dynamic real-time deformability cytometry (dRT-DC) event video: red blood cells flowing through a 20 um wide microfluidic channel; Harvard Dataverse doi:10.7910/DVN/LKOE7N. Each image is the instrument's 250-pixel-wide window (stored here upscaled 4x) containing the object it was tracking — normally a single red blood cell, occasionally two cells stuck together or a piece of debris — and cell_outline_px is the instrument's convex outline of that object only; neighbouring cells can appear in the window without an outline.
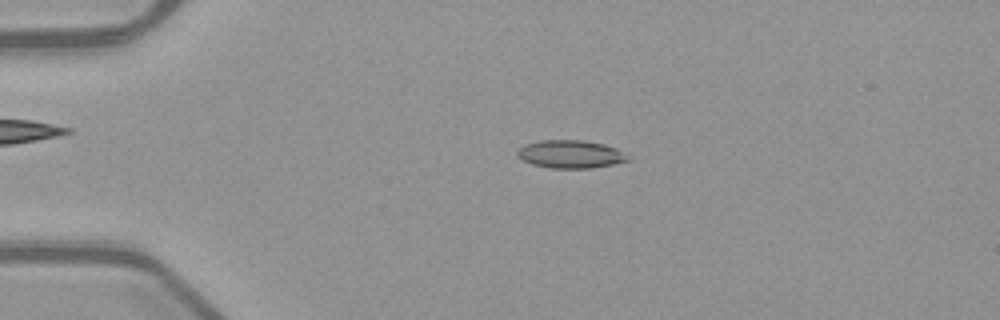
{"species": "common noctule bat (a hibernating species)", "species_latin": "Nyctalus noctula", "temperature_condition": "warm", "stored_images_in_passage": 52, "camera_frame_rate_fps": 3000, "um_per_image_px": 0.085, "animal": {"sex": "female", "body_mass_g": 21.9}, "frame": {"image": 1, "passage_image": 12, "time_ms": 3.667, "image_size_px": [1000, 320], "cell_outline_px": [[628, 160], [612, 164], [592, 168], [552, 168], [532, 164], [516, 156], [516, 152], [524, 144], [540, 140], [584, 140], [604, 144], [616, 148], [628, 156]], "centroid_in_image_um": [48.46, 13.09], "position_along_channel_um": 36.5, "area_um2": 17.92}}
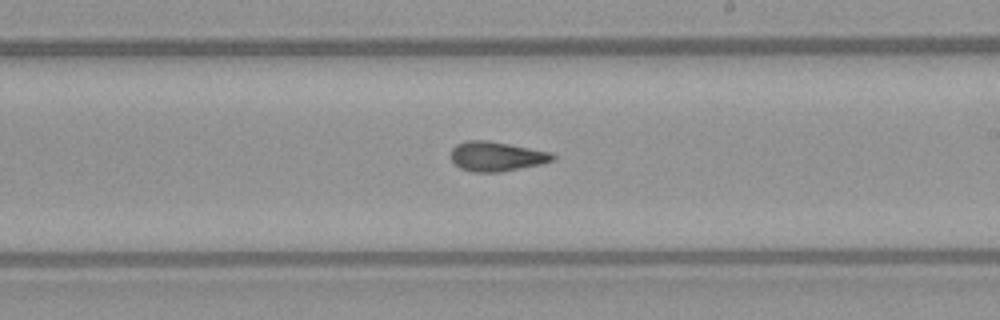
{"frame": {"image": 2, "passage_image": 31, "time_ms": 10.0, "image_size_px": [1000, 320], "cell_outline_px": [[556, 156], [552, 160], [540, 164], [500, 172], [472, 172], [460, 168], [448, 156], [452, 148], [456, 144], [468, 140], [488, 140], [552, 152]], "centroid_in_image_um": [42.16, 13.28], "position_along_channel_um": 246.8, "area_um2": 17.63}}
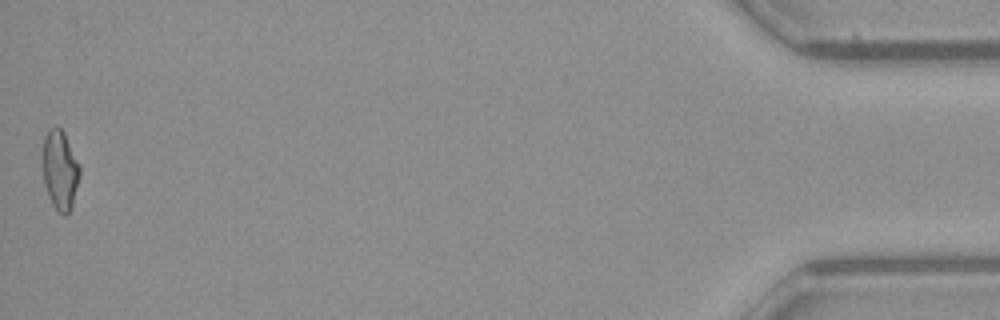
{"frame": {"image": 3, "passage_image": 52, "time_ms": 17.0, "image_size_px": [1000, 320], "cell_outline_px": [[80, 176], [72, 204], [68, 212], [64, 216], [52, 204], [44, 184], [40, 160], [44, 136], [48, 128], [60, 128], [64, 132], [80, 164]], "centroid_in_image_um": [5.07, 14.4], "position_along_channel_um": 430.1, "area_um2": 17.51}, "authors_computed_cell_mechanics": {"area_um2": 17.2822, "velocity_mm_per_s": 4.0015, "shape_relaxation_time_tau1_ms": null, "shape_relaxation_time_tau2_ms": 2.9537, "deformation_change_tau1": null, "deformation_change_tau2": 0.1042}}